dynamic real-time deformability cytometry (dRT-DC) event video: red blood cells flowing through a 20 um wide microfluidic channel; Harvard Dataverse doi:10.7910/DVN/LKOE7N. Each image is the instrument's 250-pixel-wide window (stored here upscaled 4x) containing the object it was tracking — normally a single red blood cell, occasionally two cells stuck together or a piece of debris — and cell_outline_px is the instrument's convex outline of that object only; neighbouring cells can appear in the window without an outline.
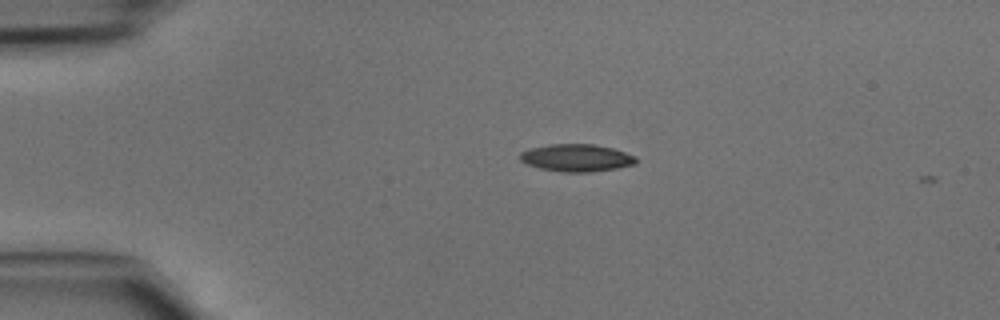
{"species": "common noctule bat (a hibernating species)", "species_latin": "Nyctalus noctula", "temperature_condition": "cold", "stored_images_in_passage": 3, "camera_frame_rate_fps": 3000, "um_per_image_px": 0.085, "animal": {"sex": "male", "body_mass_g": 15.6}, "frame": {"image": 1, "passage_image": 1, "time_ms": 0.0, "image_size_px": [1000, 320], "cell_outline_px": [[636, 164], [616, 168], [588, 172], [564, 172], [540, 168], [528, 164], [520, 160], [520, 152], [528, 148], [548, 144], [592, 144], [612, 148], [636, 156]], "centroid_in_image_um": [48.98, 13.41], "position_along_channel_um": 36.0, "area_um2": 18.44}}